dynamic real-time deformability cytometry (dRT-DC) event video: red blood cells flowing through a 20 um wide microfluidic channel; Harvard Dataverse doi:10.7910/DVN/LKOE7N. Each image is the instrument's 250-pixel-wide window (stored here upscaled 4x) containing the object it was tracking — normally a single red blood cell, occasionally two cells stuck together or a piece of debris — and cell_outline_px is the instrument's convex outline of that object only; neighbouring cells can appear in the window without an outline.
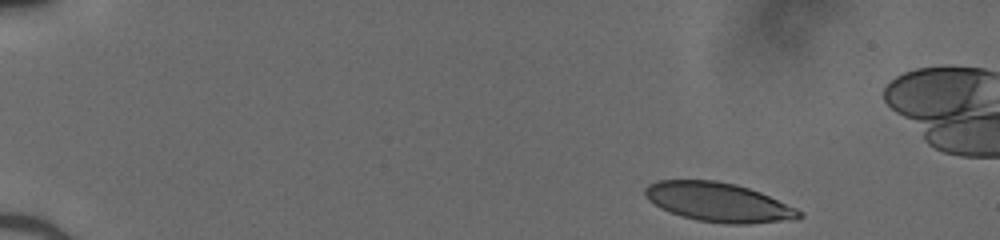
{"species": "human", "species_latin": "Homo sapiens", "temperature_condition": "cold", "stored_images_in_passage": 10, "camera_frame_rate_fps": 3000, "um_per_image_px": 0.085, "donor": {"sex": "male"}, "frame": {"image": 1, "passage_image": 1, "time_ms": 0.0, "image_size_px": [1000, 240], "cell_outline_px": [[804, 216], [748, 224], [728, 224], [696, 220], [660, 208], [648, 200], [644, 192], [644, 188], [648, 184], [660, 180], [716, 180], [736, 184], [760, 192], [796, 208], [804, 212]], "centroid_in_image_um": [61.02, 17.17], "position_along_channel_um": 24.0, "area_um2": 34.68}}